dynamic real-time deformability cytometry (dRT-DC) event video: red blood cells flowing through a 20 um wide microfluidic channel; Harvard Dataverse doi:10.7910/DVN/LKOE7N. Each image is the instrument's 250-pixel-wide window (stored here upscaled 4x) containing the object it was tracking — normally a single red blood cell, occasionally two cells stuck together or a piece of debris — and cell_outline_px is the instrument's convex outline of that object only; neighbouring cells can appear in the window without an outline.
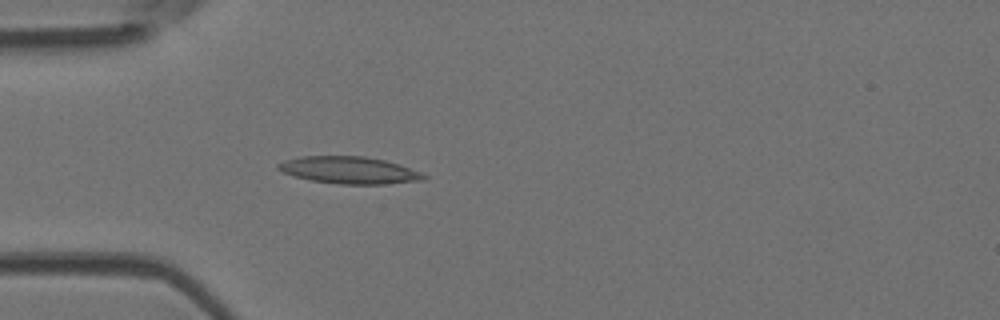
{"species": "Egyptian fruit bat (a non-hibernating species)", "species_latin": "Rousettus aegyptiacus", "temperature_condition": "room temperature", "stored_images_in_passage": 4, "camera_frame_rate_fps": 3000, "um_per_image_px": 0.085, "animal": {"sex": "female"}, "frame": {"image": 1, "passage_image": 4, "time_ms": 1.0, "image_size_px": [1000, 320], "cell_outline_px": [[428, 176], [424, 180], [384, 184], [340, 184], [312, 180], [292, 176], [276, 168], [276, 164], [284, 160], [300, 156], [364, 156], [384, 160], [400, 164], [420, 172]], "centroid_in_image_um": [29.67, 14.46], "position_along_channel_um": 55.3, "area_um2": 23.0}}